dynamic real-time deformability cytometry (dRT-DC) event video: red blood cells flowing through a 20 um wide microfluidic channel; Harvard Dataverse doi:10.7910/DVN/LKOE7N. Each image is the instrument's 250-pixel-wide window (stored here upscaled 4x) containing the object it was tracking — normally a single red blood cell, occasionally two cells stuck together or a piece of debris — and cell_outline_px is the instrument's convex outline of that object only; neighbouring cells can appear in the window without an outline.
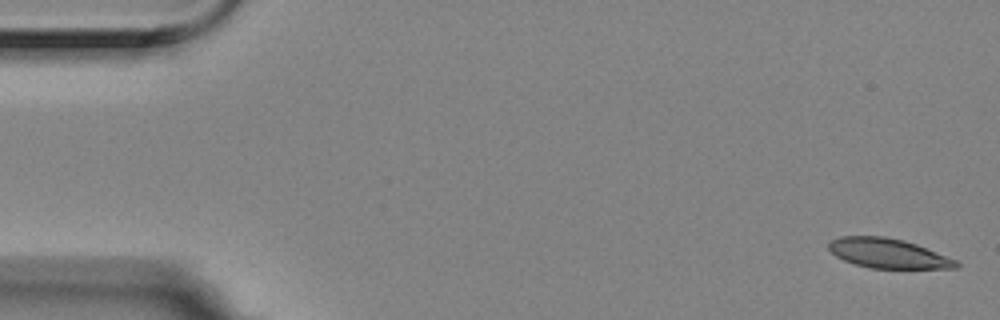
{"species": "Egyptian fruit bat (a non-hibernating species)", "species_latin": "Rousettus aegyptiacus", "temperature_condition": "room temperature", "stored_images_in_passage": 5, "camera_frame_rate_fps": 3000, "um_per_image_px": 0.085, "animal": {"sex": "female"}, "frame": {"image": 1, "passage_image": 1, "time_ms": 0.0, "image_size_px": [1000, 320], "cell_outline_px": [[960, 268], [868, 268], [844, 260], [836, 256], [828, 248], [828, 244], [832, 240], [840, 236], [884, 236], [904, 240], [916, 244], [956, 260], [960, 264]], "centroid_in_image_um": [75.48, 21.53], "position_along_channel_um": 9.5, "area_um2": 21.85}}
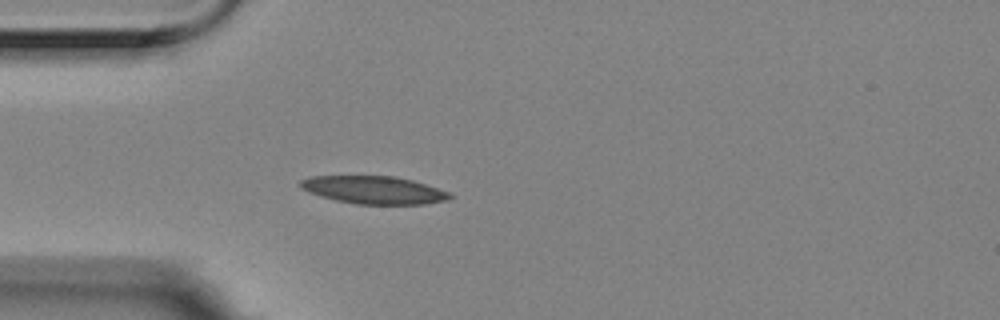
{"frame": {"image": 2, "passage_image": 5, "time_ms": 1.333, "image_size_px": [1000, 320], "cell_outline_px": [[452, 196], [448, 200], [424, 204], [356, 204], [336, 200], [320, 196], [308, 192], [300, 188], [300, 180], [308, 176], [396, 176], [412, 180], [452, 192]], "centroid_in_image_um": [31.78, 16.14], "position_along_channel_um": 53.2, "area_um2": 24.33}}